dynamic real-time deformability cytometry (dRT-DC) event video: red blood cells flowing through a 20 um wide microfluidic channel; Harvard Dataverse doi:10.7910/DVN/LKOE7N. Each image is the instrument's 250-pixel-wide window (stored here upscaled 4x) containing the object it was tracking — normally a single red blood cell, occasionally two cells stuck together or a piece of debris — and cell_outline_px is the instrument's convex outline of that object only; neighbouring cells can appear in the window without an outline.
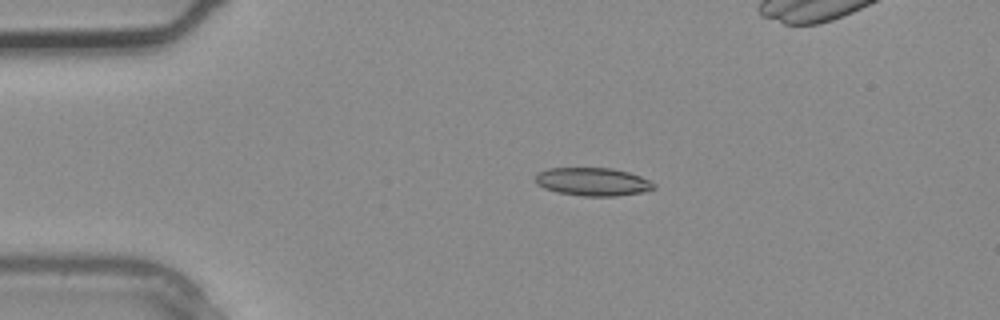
{"species": "common noctule bat (a hibernating species)", "species_latin": "Nyctalus noctula", "temperature_condition": "warm", "stored_images_in_passage": 3, "camera_frame_rate_fps": 3000, "um_per_image_px": 0.085, "animal": {"sex": "male", "body_mass_g": 20.4}, "frame": {"image": 1, "passage_image": 1, "time_ms": 0.0, "image_size_px": [1000, 320], "cell_outline_px": [[656, 188], [644, 192], [616, 196], [580, 196], [556, 192], [544, 188], [536, 184], [536, 172], [548, 168], [612, 168], [628, 172], [640, 176], [656, 184]], "centroid_in_image_um": [50.37, 15.45], "position_along_channel_um": 34.6, "area_um2": 19.59}}
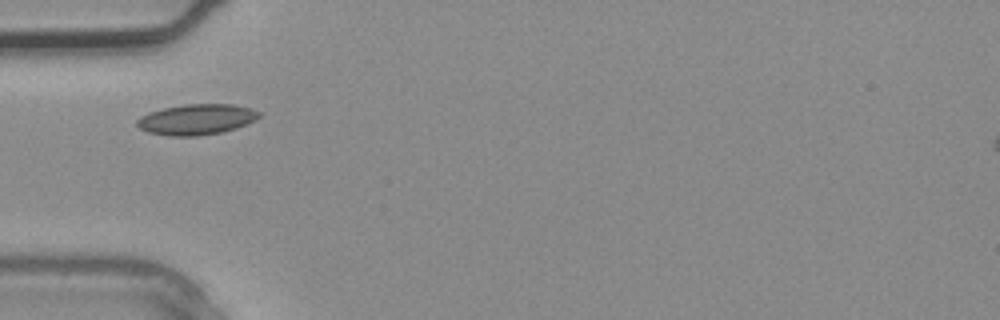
{"frame": {"image": 2, "passage_image": 3, "time_ms": 0.667, "image_size_px": [1000, 320], "cell_outline_px": [[260, 116], [256, 120], [236, 128], [224, 132], [200, 136], [168, 136], [148, 132], [140, 128], [136, 124], [136, 120], [140, 116], [148, 112], [164, 108], [184, 104], [232, 104], [248, 108], [260, 112]], "centroid_in_image_um": [16.69, 10.16], "position_along_channel_um": 68.3, "area_um2": 21.91}}